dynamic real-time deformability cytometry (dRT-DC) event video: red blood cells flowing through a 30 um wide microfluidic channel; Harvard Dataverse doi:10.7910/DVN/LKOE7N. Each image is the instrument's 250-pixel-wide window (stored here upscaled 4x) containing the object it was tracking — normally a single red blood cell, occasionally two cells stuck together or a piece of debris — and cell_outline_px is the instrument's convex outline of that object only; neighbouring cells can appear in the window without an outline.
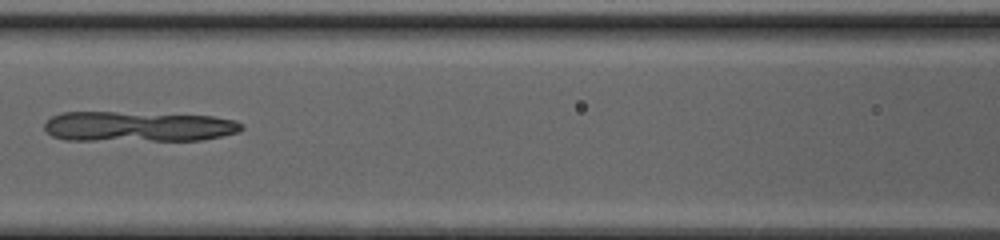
{"species": "common noctule bat (a hibernating species)", "species_latin": "Nyctalus noctula", "temperature_condition": "cold", "stored_images_in_passage": 50, "camera_frame_rate_fps": 3000, "um_per_image_px": 0.085, "animal": {"sex": "female", "body_mass_g": 20.0, "forearm_length_mm": 54.0}, "frame": {"image": 1, "passage_image": 25, "time_ms": 8.0, "image_size_px": [1000, 240], "cell_outline_px": [[244, 128], [236, 132], [220, 136], [200, 140], [64, 140], [52, 136], [44, 128], [44, 124], [52, 116], [64, 112], [116, 112], [212, 116], [236, 120], [244, 124]], "centroid_in_image_um": [11.74, 10.75], "position_along_channel_um": 154.9, "area_um2": 34.62}}